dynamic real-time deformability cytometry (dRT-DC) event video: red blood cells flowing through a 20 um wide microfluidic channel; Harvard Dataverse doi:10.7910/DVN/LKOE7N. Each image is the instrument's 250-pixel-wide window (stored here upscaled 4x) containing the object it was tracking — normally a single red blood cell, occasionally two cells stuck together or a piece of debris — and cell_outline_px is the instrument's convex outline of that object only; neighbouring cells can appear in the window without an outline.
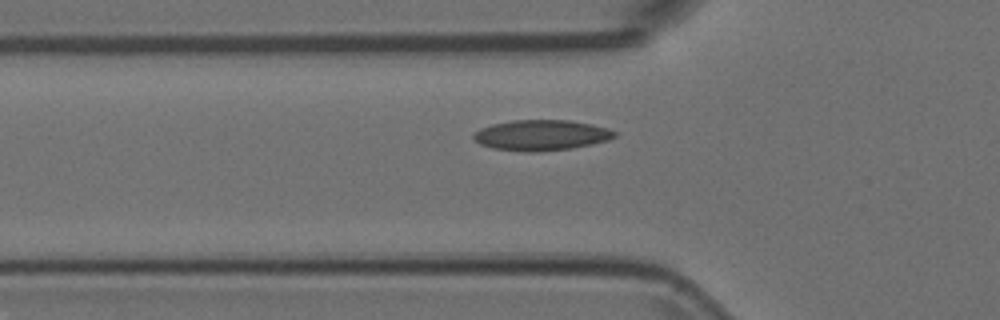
{"species": "Egyptian fruit bat (a non-hibernating species)", "species_latin": "Rousettus aegyptiacus", "temperature_condition": "room temperature", "stored_images_in_passage": 40, "camera_frame_rate_fps": 3000, "um_per_image_px": 0.085, "animal": {"sex": "female"}, "frame": {"image": 1, "passage_image": 7, "time_ms": 2.0, "image_size_px": [1000, 320], "cell_outline_px": [[616, 136], [608, 140], [592, 144], [572, 148], [536, 152], [528, 152], [492, 148], [480, 144], [472, 136], [472, 132], [480, 128], [492, 124], [512, 120], [568, 120], [608, 128], [616, 132]], "centroid_in_image_um": [45.97, 11.49], "position_along_channel_um": 79.8, "area_um2": 25.09}}
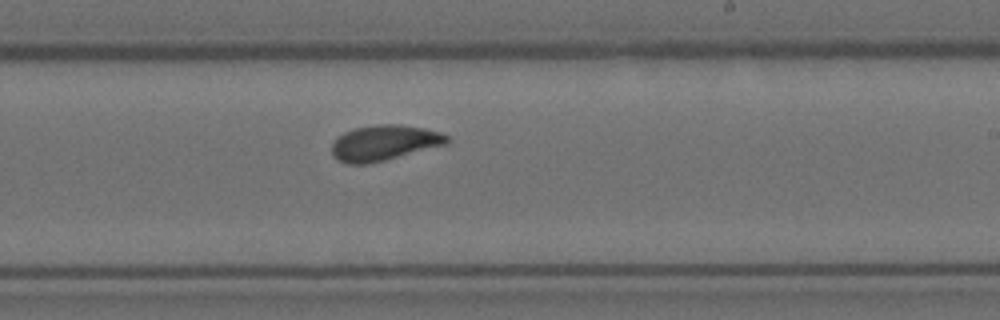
{"frame": {"image": 2, "passage_image": 21, "time_ms": 6.667, "image_size_px": [1000, 320], "cell_outline_px": [[452, 140], [448, 144], [368, 164], [348, 164], [336, 160], [332, 156], [332, 144], [344, 132], [352, 128], [376, 124], [400, 124], [424, 128], [440, 132], [448, 136]], "centroid_in_image_um": [32.67, 12.14], "position_along_channel_um": 256.3, "area_um2": 23.99}}
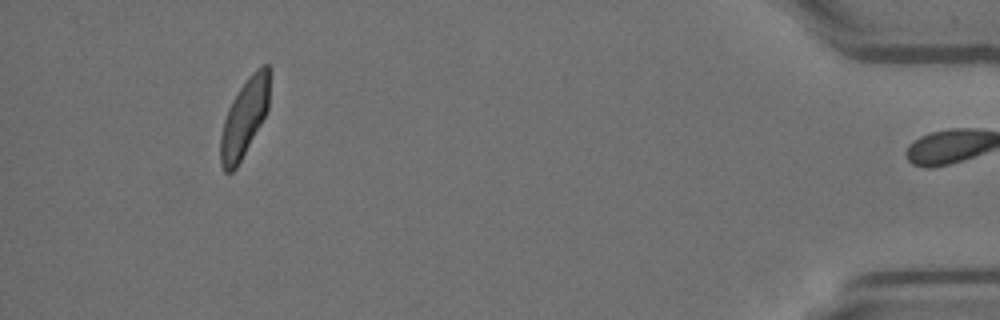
{"frame": {"image": 3, "passage_image": 39, "time_ms": 12.667, "image_size_px": [1000, 320], "cell_outline_px": [[272, 72], [268, 108], [260, 124], [236, 168], [232, 172], [224, 172], [220, 164], [220, 136], [224, 120], [228, 108], [232, 100], [248, 76], [256, 68], [264, 64], [268, 64], [272, 68]], "centroid_in_image_um": [20.8, 9.93], "position_along_channel_um": 414.4, "area_um2": 22.43}}